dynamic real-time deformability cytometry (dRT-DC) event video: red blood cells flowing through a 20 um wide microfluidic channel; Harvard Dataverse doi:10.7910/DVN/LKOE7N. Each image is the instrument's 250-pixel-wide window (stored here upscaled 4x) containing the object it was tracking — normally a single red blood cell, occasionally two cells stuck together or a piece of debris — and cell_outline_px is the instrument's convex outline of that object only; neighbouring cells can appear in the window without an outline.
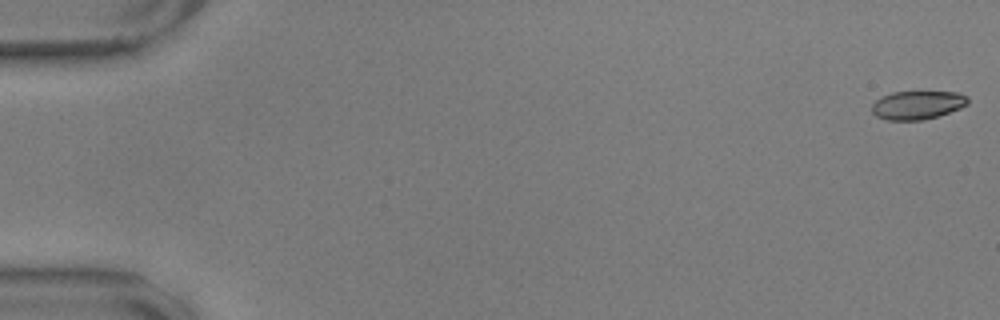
{"species": "common noctule bat (a hibernating species)", "species_latin": "Nyctalus noctula", "temperature_condition": "warm", "stored_images_in_passage": 57, "camera_frame_rate_fps": 3000, "um_per_image_px": 0.085, "animal": {"sex": "male", "body_mass_g": 17.9, "forearm_length_mm": 54.2}, "frame": {"image": 1, "passage_image": 1, "time_ms": 0.0, "image_size_px": [1000, 320], "cell_outline_px": [[968, 104], [960, 108], [924, 120], [888, 120], [876, 116], [872, 112], [872, 104], [880, 96], [892, 92], [956, 92], [968, 96]], "centroid_in_image_um": [77.96, 8.92], "position_along_channel_um": 7.0, "area_um2": 15.9}}
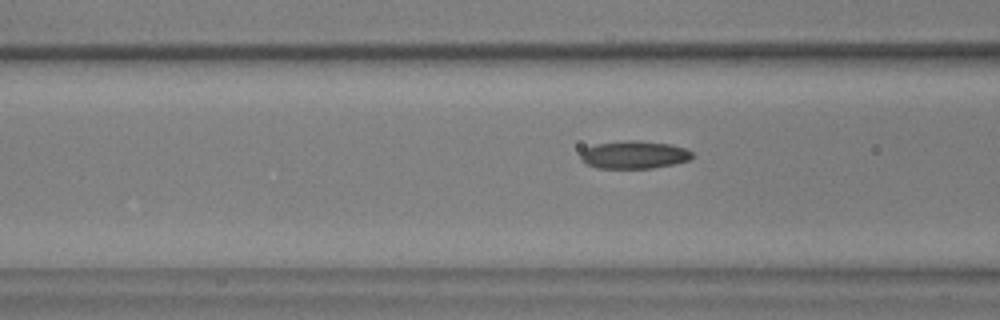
{"frame": {"image": 2, "passage_image": 23, "time_ms": 7.333, "image_size_px": [1000, 320], "cell_outline_px": [[692, 156], [688, 160], [672, 164], [652, 168], [596, 168], [580, 160], [580, 152], [584, 148], [596, 144], [632, 140], [640, 140], [672, 144], [684, 148], [692, 152]], "centroid_in_image_um": [53.86, 13.15], "position_along_channel_um": 112.7, "area_um2": 18.03}}
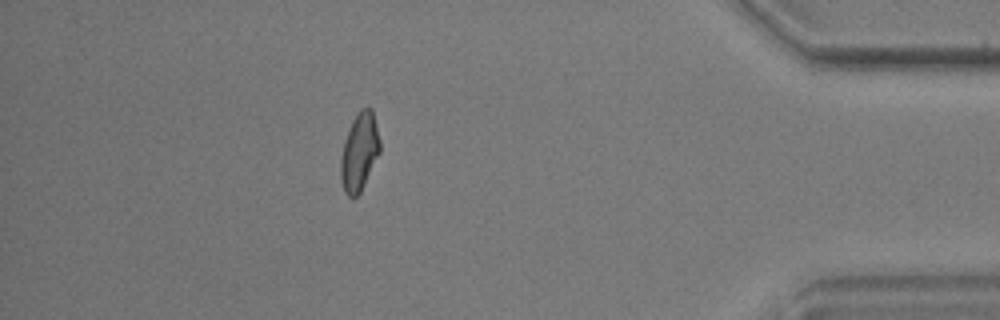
{"frame": {"image": 3, "passage_image": 51, "time_ms": 16.667, "image_size_px": [1000, 320], "cell_outline_px": [[380, 152], [360, 192], [356, 196], [348, 196], [344, 192], [340, 180], [340, 160], [344, 140], [352, 120], [360, 108], [372, 108], [380, 140]], "centroid_in_image_um": [30.53, 12.9], "position_along_channel_um": 404.7, "area_um2": 17.8}, "authors_computed_cell_mechanics": {"area_um2": 17.34, "velocity_mm_per_s": 3.5667, "shape_relaxation_time_tau1_ms": null, "shape_relaxation_time_tau2_ms": 2.0856, "deformation_change_tau1": null, "deformation_change_tau2": 0.0808}}